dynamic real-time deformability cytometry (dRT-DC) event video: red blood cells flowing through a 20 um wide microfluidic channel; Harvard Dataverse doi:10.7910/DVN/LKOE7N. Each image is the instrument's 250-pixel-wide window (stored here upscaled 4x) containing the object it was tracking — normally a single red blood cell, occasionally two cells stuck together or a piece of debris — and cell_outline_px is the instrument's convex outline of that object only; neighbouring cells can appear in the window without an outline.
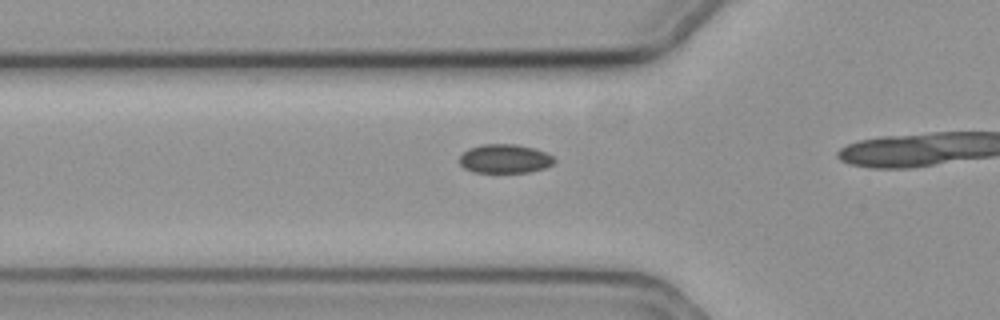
{"species": "common noctule bat (a hibernating species)", "species_latin": "Nyctalus noctula", "temperature_condition": "cold", "stored_images_in_passage": 20, "camera_frame_rate_fps": 3000, "um_per_image_px": 0.085, "animal": {"sex": "female", "body_mass_g": 19.3, "forearm_length_mm": 54.1}, "frame": {"image": 1, "passage_image": 15, "time_ms": 4.667, "image_size_px": [1000, 320], "cell_outline_px": [[556, 160], [552, 164], [544, 168], [528, 172], [472, 172], [464, 168], [460, 164], [460, 156], [468, 148], [480, 144], [516, 144], [532, 148], [544, 152], [552, 156]], "centroid_in_image_um": [42.88, 13.49], "position_along_channel_um": 82.9, "area_um2": 15.9}}